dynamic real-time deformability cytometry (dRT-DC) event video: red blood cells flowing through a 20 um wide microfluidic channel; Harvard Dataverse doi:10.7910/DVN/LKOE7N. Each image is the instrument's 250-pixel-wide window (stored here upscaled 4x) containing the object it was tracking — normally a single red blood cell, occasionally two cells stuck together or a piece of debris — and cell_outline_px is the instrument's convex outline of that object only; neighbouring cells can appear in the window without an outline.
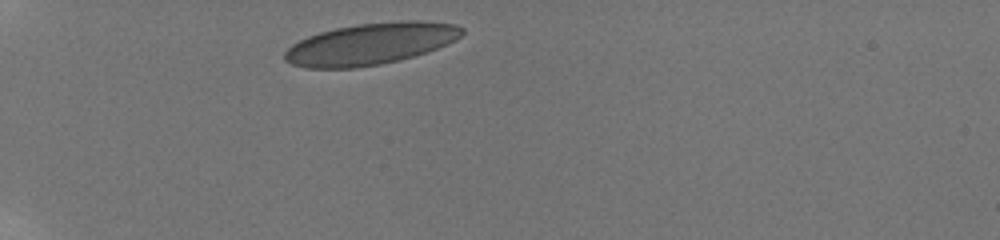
{"species": "human", "species_latin": "Homo sapiens", "temperature_condition": "room temperature", "stored_images_in_passage": 11, "camera_frame_rate_fps": 3000, "um_per_image_px": 0.085, "donor": {"sex": "male"}, "frame": {"image": 1, "passage_image": 1, "time_ms": 0.0, "image_size_px": [1000, 240], "cell_outline_px": [[464, 32], [456, 40], [436, 48], [400, 60], [380, 64], [356, 68], [304, 68], [292, 64], [284, 60], [284, 52], [292, 44], [308, 36], [320, 32], [336, 28], [356, 24], [396, 20], [424, 20], [456, 24], [464, 28]], "centroid_in_image_um": [31.5, 3.71], "position_along_channel_um": 53.5, "area_um2": 43.18}}
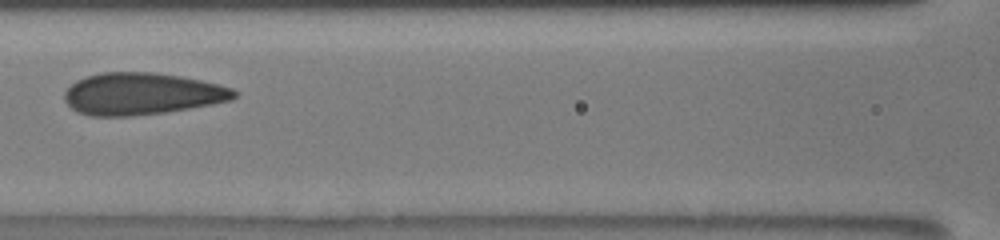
{"frame": {"image": 2, "passage_image": 10, "time_ms": 3.667, "image_size_px": [1000, 240], "cell_outline_px": [[240, 92], [232, 100], [212, 104], [164, 112], [132, 116], [92, 116], [76, 112], [64, 100], [64, 92], [76, 80], [100, 72], [152, 72], [180, 76], [220, 84], [232, 88]], "centroid_in_image_um": [12.06, 7.97], "position_along_channel_um": 154.5, "area_um2": 41.56}}